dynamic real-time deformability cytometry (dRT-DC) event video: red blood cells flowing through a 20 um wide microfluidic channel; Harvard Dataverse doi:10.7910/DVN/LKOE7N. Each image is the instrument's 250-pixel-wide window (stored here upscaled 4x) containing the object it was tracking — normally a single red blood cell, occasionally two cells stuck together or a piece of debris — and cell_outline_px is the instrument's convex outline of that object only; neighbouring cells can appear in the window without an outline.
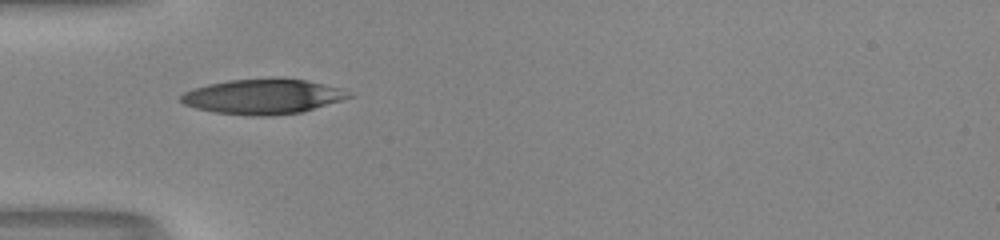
{"species": "human", "species_latin": "Homo sapiens", "temperature_condition": "room temperature", "stored_images_in_passage": 32, "camera_frame_rate_fps": 3000, "um_per_image_px": 0.085, "donor": {"sex": "male"}, "frame": {"image": 1, "passage_image": 1, "time_ms": 0.0, "image_size_px": [1000, 240], "cell_outline_px": [[356, 96], [304, 112], [268, 116], [252, 116], [216, 112], [196, 108], [184, 104], [180, 100], [180, 96], [184, 92], [208, 84], [228, 80], [276, 76], [308, 80], [344, 88]], "centroid_in_image_um": [22.45, 8.18], "position_along_channel_um": 62.6, "area_um2": 35.08}, "authors_computed_cell_mechanics": {"area_um2": 34.2176, "velocity_mm_per_s": 4.0293, "shape_relaxation_time_tau1_ms": 5.0942, "shape_relaxation_time_tau2_ms": null, "deformation_change_tau1": 0.225, "deformation_change_tau2": null}}